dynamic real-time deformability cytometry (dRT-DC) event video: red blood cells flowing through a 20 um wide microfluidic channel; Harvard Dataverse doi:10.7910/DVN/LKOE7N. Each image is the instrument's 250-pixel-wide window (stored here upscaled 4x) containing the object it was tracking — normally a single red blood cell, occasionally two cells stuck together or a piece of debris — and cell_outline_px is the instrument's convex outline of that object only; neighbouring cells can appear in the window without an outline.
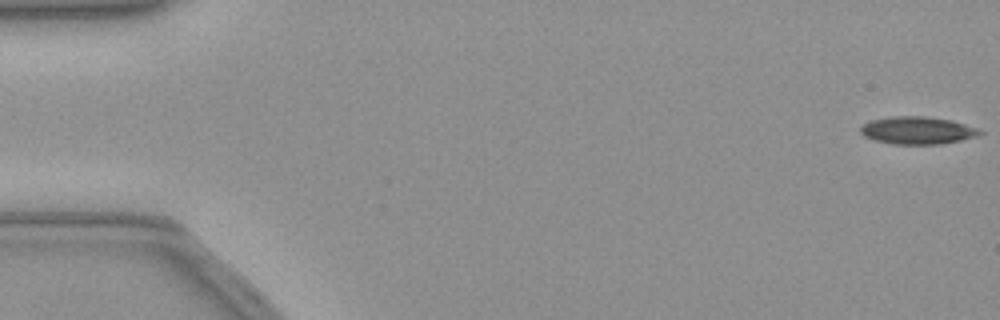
{"species": "common noctule bat (a hibernating species)", "species_latin": "Nyctalus noctula", "temperature_condition": "cold", "stored_images_in_passage": 9, "camera_frame_rate_fps": 3000, "um_per_image_px": 0.085, "animal": {"sex": "female", "body_mass_g": 21.9}, "frame": {"image": 1, "passage_image": 1, "time_ms": 0.0, "image_size_px": [1000, 320], "cell_outline_px": [[984, 132], [976, 136], [960, 140], [940, 144], [892, 144], [872, 140], [864, 136], [860, 132], [860, 128], [864, 124], [872, 120], [892, 116], [924, 116], [952, 120], [976, 128]], "centroid_in_image_um": [77.95, 11.08], "position_along_channel_um": 7.0, "area_um2": 19.07}}